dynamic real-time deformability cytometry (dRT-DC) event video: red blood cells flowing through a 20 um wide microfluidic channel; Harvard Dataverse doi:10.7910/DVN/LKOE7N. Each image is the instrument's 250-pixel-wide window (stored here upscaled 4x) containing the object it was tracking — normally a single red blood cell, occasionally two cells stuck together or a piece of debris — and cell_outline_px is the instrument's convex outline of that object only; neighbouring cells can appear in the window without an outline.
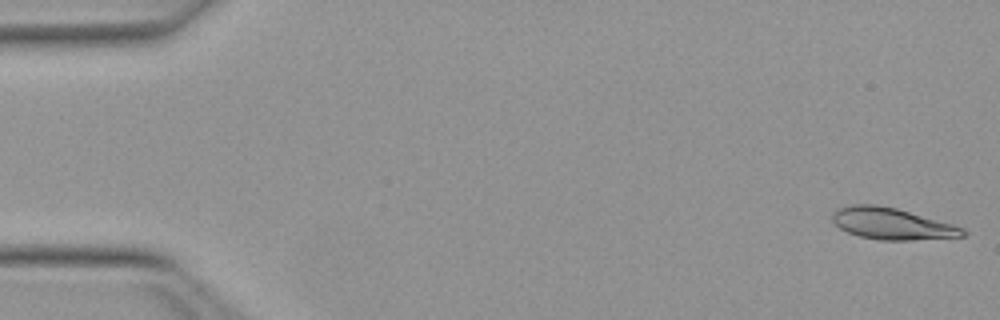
{"species": "Egyptian fruit bat (a non-hibernating species)", "species_latin": "Rousettus aegyptiacus", "temperature_condition": "warm", "stored_images_in_passage": 22, "camera_frame_rate_fps": 3000, "um_per_image_px": 0.085, "animal": {"sex": "female"}, "frame": {"image": 1, "passage_image": 1, "time_ms": 0.0, "image_size_px": [1000, 320], "cell_outline_px": [[968, 232], [964, 236], [912, 240], [880, 240], [860, 236], [848, 232], [840, 228], [832, 220], [832, 212], [840, 208], [852, 204], [876, 204], [896, 208], [952, 224], [964, 228]], "centroid_in_image_um": [75.81, 19.01], "position_along_channel_um": 9.2, "area_um2": 23.81}}
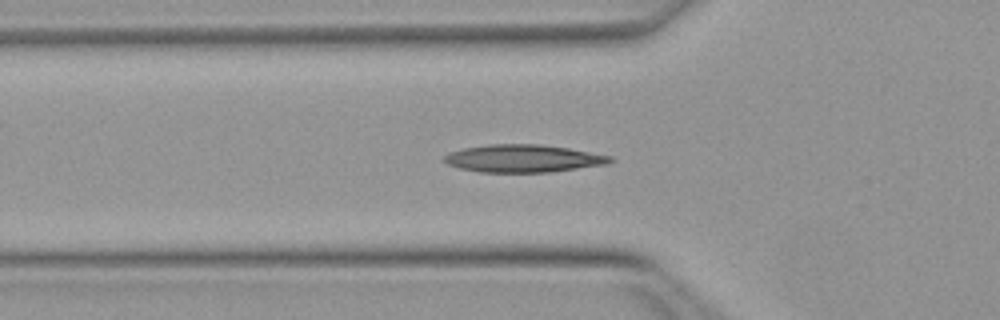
{"frame": {"image": 2, "passage_image": 17, "time_ms": 5.333, "image_size_px": [1000, 320], "cell_outline_px": [[612, 160], [608, 164], [552, 172], [480, 172], [460, 168], [448, 164], [444, 160], [444, 156], [452, 152], [464, 148], [492, 144], [540, 144], [568, 148], [612, 156]], "centroid_in_image_um": [44.51, 13.47], "position_along_channel_um": 81.3, "area_um2": 26.53}}
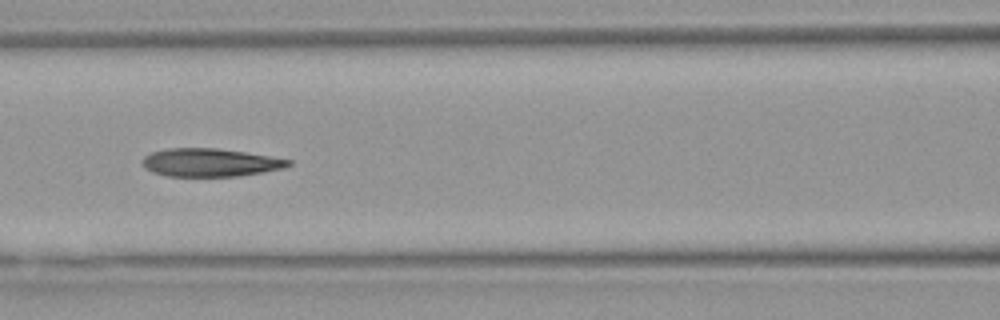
{"frame": {"image": 3, "passage_image": 22, "time_ms": 7.0, "image_size_px": [1000, 320], "cell_outline_px": [[292, 164], [284, 168], [264, 172], [236, 176], [168, 176], [152, 172], [144, 168], [144, 156], [152, 152], [168, 148], [216, 148], [244, 152], [292, 160]], "centroid_in_image_um": [17.87, 13.81], "position_along_channel_um": 148.7, "area_um2": 23.76}}